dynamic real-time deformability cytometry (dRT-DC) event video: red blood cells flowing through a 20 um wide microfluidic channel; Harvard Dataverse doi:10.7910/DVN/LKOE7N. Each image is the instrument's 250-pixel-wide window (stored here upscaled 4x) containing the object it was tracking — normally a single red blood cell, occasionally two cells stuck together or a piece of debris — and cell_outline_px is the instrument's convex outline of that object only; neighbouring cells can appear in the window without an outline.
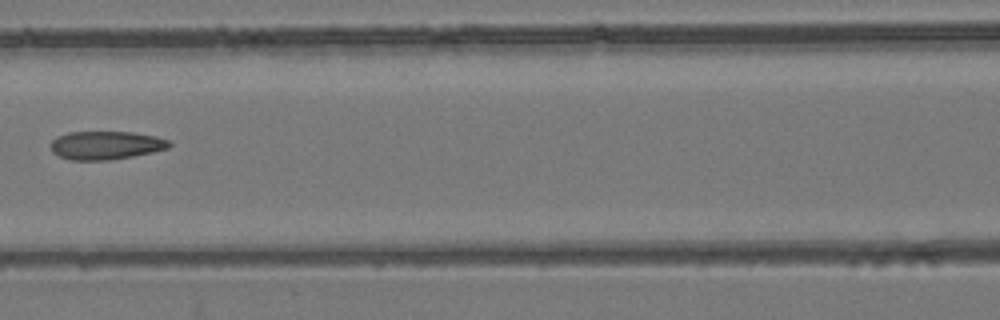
{"species": "common noctule bat (a hibernating species)", "species_latin": "Nyctalus noctula", "temperature_condition": "room temperature", "stored_images_in_passage": 7, "camera_frame_rate_fps": 3000, "um_per_image_px": 0.085, "animal": {"sex": "female", "body_mass_g": 24.6, "forearm_length_mm": 56.2}, "frame": {"image": 1, "passage_image": 7, "time_ms": 2.0, "image_size_px": [1000, 320], "cell_outline_px": [[172, 144], [168, 148], [152, 152], [132, 156], [108, 160], [68, 160], [52, 152], [52, 140], [56, 136], [68, 132], [132, 132], [156, 136], [168, 140]], "centroid_in_image_um": [8.99, 12.34], "position_along_channel_um": 157.6, "area_um2": 19.54}}